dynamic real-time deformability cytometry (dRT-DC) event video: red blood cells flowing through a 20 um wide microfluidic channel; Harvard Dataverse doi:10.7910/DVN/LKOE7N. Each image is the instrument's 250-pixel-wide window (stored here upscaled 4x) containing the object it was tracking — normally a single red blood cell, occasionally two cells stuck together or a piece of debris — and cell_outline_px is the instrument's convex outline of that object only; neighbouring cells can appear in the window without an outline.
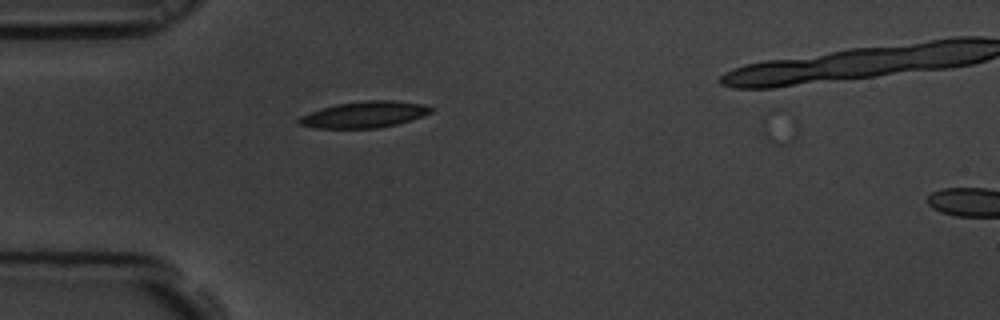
{"species": "common noctule bat (a hibernating species)", "species_latin": "Nyctalus noctula", "temperature_condition": "room temperature", "stored_images_in_passage": 3, "camera_frame_rate_fps": 3000, "um_per_image_px": 0.085, "animal": {"sex": "male", "body_mass_g": 19.5, "forearm_length_mm": 54.6}, "frame": {"image": 1, "passage_image": 2, "time_ms": 0.333, "image_size_px": [1000, 320], "cell_outline_px": [[436, 108], [432, 112], [412, 120], [396, 124], [376, 128], [316, 128], [300, 124], [296, 120], [300, 116], [308, 112], [320, 108], [336, 104], [364, 100], [396, 100], [424, 104]], "centroid_in_image_um": [30.99, 9.72], "position_along_channel_um": 54.0, "area_um2": 20.46}}